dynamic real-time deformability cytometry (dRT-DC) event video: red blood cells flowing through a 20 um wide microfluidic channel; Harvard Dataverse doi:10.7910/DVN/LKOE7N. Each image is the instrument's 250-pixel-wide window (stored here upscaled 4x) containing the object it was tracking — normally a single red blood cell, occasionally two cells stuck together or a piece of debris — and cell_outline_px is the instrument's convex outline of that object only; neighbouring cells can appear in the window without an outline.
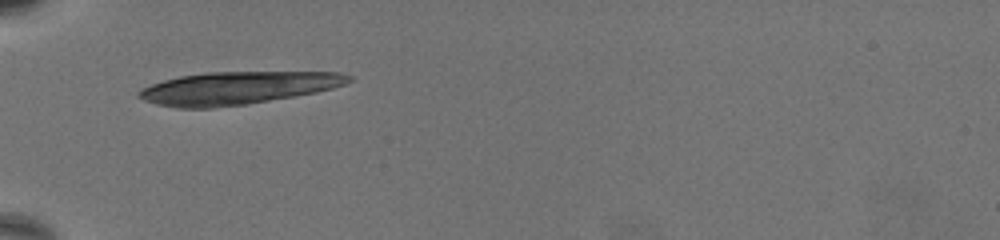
{"species": "common noctule bat (a hibernating species)", "species_latin": "Nyctalus noctula", "temperature_condition": "warm", "stored_images_in_passage": 16, "segment_of_instrument_passage": [1, 2], "camera_frame_rate_fps": 3000, "um_per_image_px": 0.085, "animal": {"sex": "female", "body_mass_g": 19.5, "forearm_length_mm": 54.1}, "frame": {"image": 1, "passage_image": 1, "time_ms": 0.0, "image_size_px": [1000, 240], "cell_outline_px": [[352, 80], [344, 84], [332, 88], [316, 92], [244, 104], [212, 108], [180, 108], [156, 104], [144, 100], [136, 96], [136, 92], [152, 84], [164, 80], [180, 76], [204, 72], [340, 72], [352, 76]], "centroid_in_image_um": [20.16, 7.47], "position_along_channel_um": 64.8, "area_um2": 39.65}}